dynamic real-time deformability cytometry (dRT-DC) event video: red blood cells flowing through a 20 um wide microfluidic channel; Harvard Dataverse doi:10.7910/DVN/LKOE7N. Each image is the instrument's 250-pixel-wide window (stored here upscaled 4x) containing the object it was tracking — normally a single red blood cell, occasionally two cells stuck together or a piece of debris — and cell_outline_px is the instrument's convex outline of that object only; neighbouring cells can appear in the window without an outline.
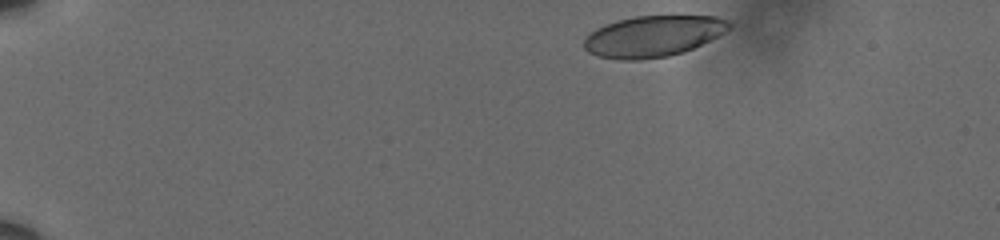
{"species": "human", "species_latin": "Homo sapiens", "temperature_condition": "cold", "stored_images_in_passage": 18, "camera_frame_rate_fps": 3000, "um_per_image_px": 0.085, "donor": {"sex": "male"}, "frame": {"image": 1, "passage_image": 1, "time_ms": 0.0, "image_size_px": [1000, 240], "cell_outline_px": [[732, 28], [684, 52], [668, 56], [640, 60], [616, 60], [596, 56], [588, 52], [584, 48], [584, 40], [596, 28], [616, 20], [636, 16], [716, 16], [728, 20], [732, 24]], "centroid_in_image_um": [55.49, 3.08], "position_along_channel_um": 29.5, "area_um2": 34.74}}
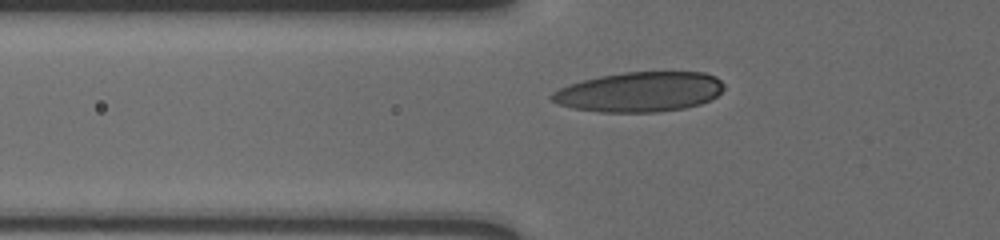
{"frame": {"image": 2, "passage_image": 11, "time_ms": 3.333, "image_size_px": [1000, 240], "cell_outline_px": [[724, 88], [716, 96], [700, 104], [684, 108], [656, 112], [600, 112], [572, 108], [560, 104], [552, 100], [548, 96], [552, 92], [560, 88], [584, 80], [600, 76], [624, 72], [704, 72], [716, 76], [724, 84]], "centroid_in_image_um": [54.38, 7.81], "position_along_channel_um": 71.4, "area_um2": 39.88}}
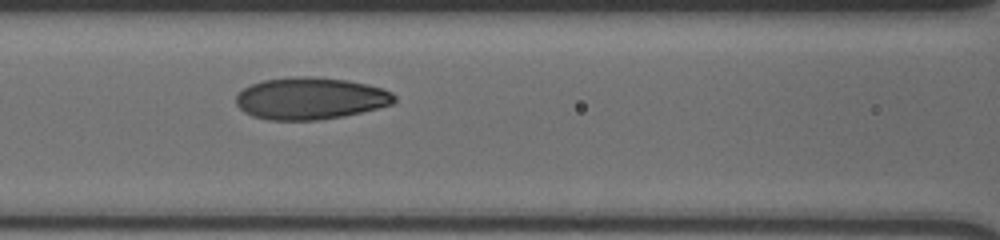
{"frame": {"image": 3, "passage_image": 16, "time_ms": 5.0, "image_size_px": [1000, 240], "cell_outline_px": [[396, 100], [392, 104], [344, 116], [320, 120], [268, 120], [252, 116], [244, 112], [236, 104], [236, 96], [244, 88], [252, 84], [264, 80], [292, 76], [312, 76], [348, 80], [368, 84], [384, 88], [392, 92], [396, 96]], "centroid_in_image_um": [26.39, 8.36], "position_along_channel_um": 140.2, "area_um2": 38.96}}